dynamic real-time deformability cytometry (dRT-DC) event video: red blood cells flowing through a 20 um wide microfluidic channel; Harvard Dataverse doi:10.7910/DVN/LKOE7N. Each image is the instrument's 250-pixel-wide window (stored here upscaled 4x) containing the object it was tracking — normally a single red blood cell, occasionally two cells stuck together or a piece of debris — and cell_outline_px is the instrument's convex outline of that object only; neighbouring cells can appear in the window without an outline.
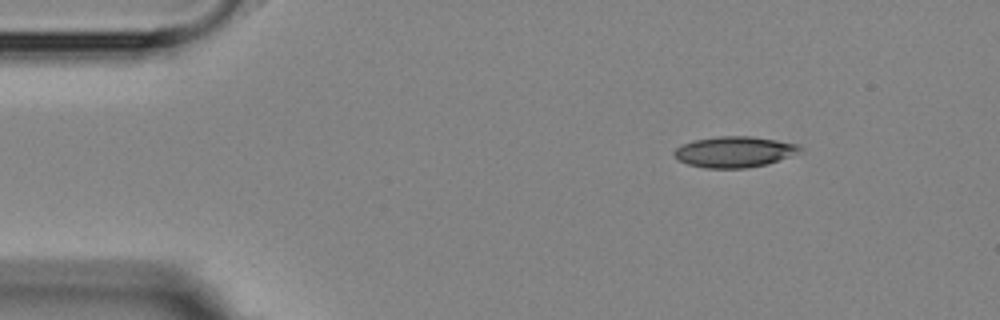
{"species": "Egyptian fruit bat (a non-hibernating species)", "species_latin": "Rousettus aegyptiacus", "temperature_condition": "room temperature", "stored_images_in_passage": 7, "camera_frame_rate_fps": 3000, "um_per_image_px": 0.085, "animal": {"sex": "female"}, "frame": {"image": 1, "passage_image": 1, "time_ms": 0.0, "image_size_px": [1000, 320], "cell_outline_px": [[804, 152], [768, 164], [748, 168], [704, 168], [688, 164], [676, 160], [672, 152], [676, 148], [684, 144], [696, 140], [720, 136], [752, 136], [800, 144]], "centroid_in_image_um": [62.48, 12.92], "position_along_channel_um": 22.5, "area_um2": 22.95}}
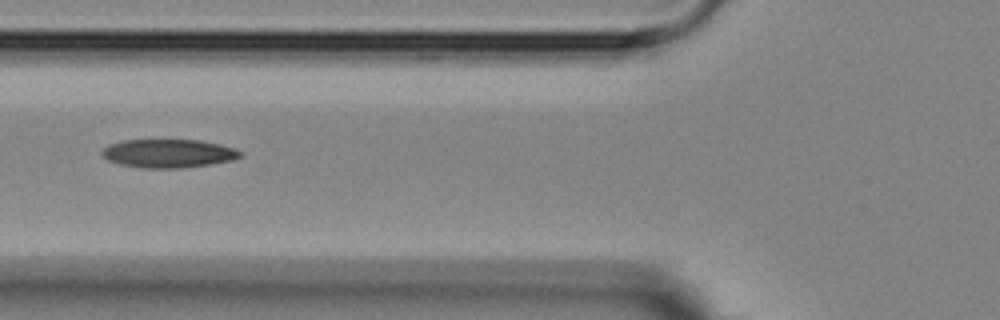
{"frame": {"image": 2, "passage_image": 5, "time_ms": 4.333, "image_size_px": [1000, 320], "cell_outline_px": [[244, 156], [232, 160], [212, 164], [180, 168], [140, 168], [120, 164], [108, 160], [100, 152], [108, 144], [124, 140], [200, 140], [220, 144], [236, 148], [244, 152]], "centroid_in_image_um": [14.36, 13.04], "position_along_channel_um": 111.4, "area_um2": 23.18}}
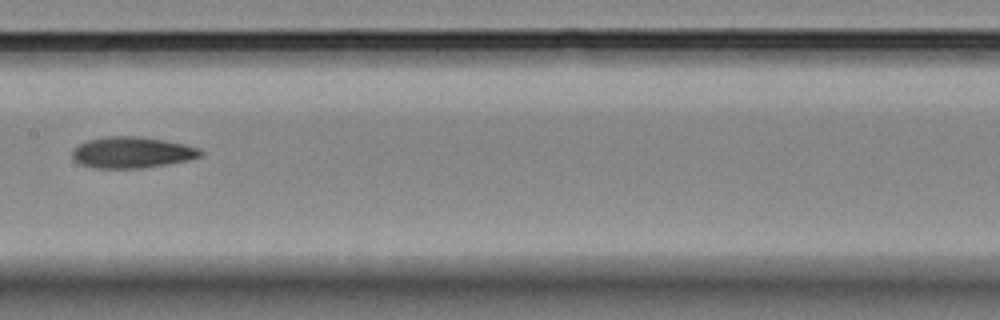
{"frame": {"image": 3, "passage_image": 7, "time_ms": 6.667, "image_size_px": [1000, 320], "cell_outline_px": [[204, 152], [200, 156], [188, 160], [140, 168], [92, 168], [80, 164], [72, 156], [72, 152], [80, 144], [88, 140], [108, 136], [136, 136], [164, 140], [184, 144], [200, 148]], "centroid_in_image_um": [11.23, 12.95], "position_along_channel_um": 196.2, "area_um2": 23.06}}